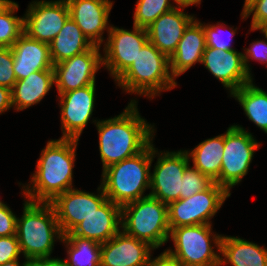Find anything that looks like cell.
<instances>
[{
    "mask_svg": "<svg viewBox=\"0 0 267 266\" xmlns=\"http://www.w3.org/2000/svg\"><path fill=\"white\" fill-rule=\"evenodd\" d=\"M77 142L78 139L61 138L47 143L32 178L33 189L28 187L24 192L30 199L28 201L51 203L58 195L72 189V168Z\"/></svg>",
    "mask_w": 267,
    "mask_h": 266,
    "instance_id": "cell-2",
    "label": "cell"
},
{
    "mask_svg": "<svg viewBox=\"0 0 267 266\" xmlns=\"http://www.w3.org/2000/svg\"><path fill=\"white\" fill-rule=\"evenodd\" d=\"M251 13H253L251 29L257 30L267 22V0H253L243 9L242 16L245 18Z\"/></svg>",
    "mask_w": 267,
    "mask_h": 266,
    "instance_id": "cell-33",
    "label": "cell"
},
{
    "mask_svg": "<svg viewBox=\"0 0 267 266\" xmlns=\"http://www.w3.org/2000/svg\"><path fill=\"white\" fill-rule=\"evenodd\" d=\"M123 231L158 248L168 241V204L149 194L121 207ZM125 217V218H124Z\"/></svg>",
    "mask_w": 267,
    "mask_h": 266,
    "instance_id": "cell-5",
    "label": "cell"
},
{
    "mask_svg": "<svg viewBox=\"0 0 267 266\" xmlns=\"http://www.w3.org/2000/svg\"><path fill=\"white\" fill-rule=\"evenodd\" d=\"M26 266H66V264L62 259H27Z\"/></svg>",
    "mask_w": 267,
    "mask_h": 266,
    "instance_id": "cell-39",
    "label": "cell"
},
{
    "mask_svg": "<svg viewBox=\"0 0 267 266\" xmlns=\"http://www.w3.org/2000/svg\"><path fill=\"white\" fill-rule=\"evenodd\" d=\"M61 96L62 138L78 139L89 121L94 108L95 84L88 85ZM63 105V106H62Z\"/></svg>",
    "mask_w": 267,
    "mask_h": 266,
    "instance_id": "cell-15",
    "label": "cell"
},
{
    "mask_svg": "<svg viewBox=\"0 0 267 266\" xmlns=\"http://www.w3.org/2000/svg\"><path fill=\"white\" fill-rule=\"evenodd\" d=\"M25 202L22 218H17L16 235L26 259H49L54 234L63 237L51 203Z\"/></svg>",
    "mask_w": 267,
    "mask_h": 266,
    "instance_id": "cell-4",
    "label": "cell"
},
{
    "mask_svg": "<svg viewBox=\"0 0 267 266\" xmlns=\"http://www.w3.org/2000/svg\"><path fill=\"white\" fill-rule=\"evenodd\" d=\"M0 266H19V263H18V260H13V261H10V262H6ZM23 266H26V262L23 263Z\"/></svg>",
    "mask_w": 267,
    "mask_h": 266,
    "instance_id": "cell-42",
    "label": "cell"
},
{
    "mask_svg": "<svg viewBox=\"0 0 267 266\" xmlns=\"http://www.w3.org/2000/svg\"><path fill=\"white\" fill-rule=\"evenodd\" d=\"M181 7H187L192 4L200 3L201 0H174Z\"/></svg>",
    "mask_w": 267,
    "mask_h": 266,
    "instance_id": "cell-41",
    "label": "cell"
},
{
    "mask_svg": "<svg viewBox=\"0 0 267 266\" xmlns=\"http://www.w3.org/2000/svg\"><path fill=\"white\" fill-rule=\"evenodd\" d=\"M169 58L151 42L139 51L136 61L117 79L118 84L129 92L154 96L161 90H169L176 82L169 74Z\"/></svg>",
    "mask_w": 267,
    "mask_h": 266,
    "instance_id": "cell-6",
    "label": "cell"
},
{
    "mask_svg": "<svg viewBox=\"0 0 267 266\" xmlns=\"http://www.w3.org/2000/svg\"><path fill=\"white\" fill-rule=\"evenodd\" d=\"M20 253L17 235L0 237V265L18 260Z\"/></svg>",
    "mask_w": 267,
    "mask_h": 266,
    "instance_id": "cell-34",
    "label": "cell"
},
{
    "mask_svg": "<svg viewBox=\"0 0 267 266\" xmlns=\"http://www.w3.org/2000/svg\"><path fill=\"white\" fill-rule=\"evenodd\" d=\"M12 107L11 89L0 86V113Z\"/></svg>",
    "mask_w": 267,
    "mask_h": 266,
    "instance_id": "cell-40",
    "label": "cell"
},
{
    "mask_svg": "<svg viewBox=\"0 0 267 266\" xmlns=\"http://www.w3.org/2000/svg\"><path fill=\"white\" fill-rule=\"evenodd\" d=\"M17 218L4 203L0 206V237L16 235Z\"/></svg>",
    "mask_w": 267,
    "mask_h": 266,
    "instance_id": "cell-35",
    "label": "cell"
},
{
    "mask_svg": "<svg viewBox=\"0 0 267 266\" xmlns=\"http://www.w3.org/2000/svg\"><path fill=\"white\" fill-rule=\"evenodd\" d=\"M189 153L178 151L164 153L160 156L151 174L150 188L153 191L150 196L163 203L169 204L179 200L182 193V177L189 166Z\"/></svg>",
    "mask_w": 267,
    "mask_h": 266,
    "instance_id": "cell-12",
    "label": "cell"
},
{
    "mask_svg": "<svg viewBox=\"0 0 267 266\" xmlns=\"http://www.w3.org/2000/svg\"><path fill=\"white\" fill-rule=\"evenodd\" d=\"M98 189L102 190L100 195L69 189L51 202L63 235L70 233L107 200L102 185Z\"/></svg>",
    "mask_w": 267,
    "mask_h": 266,
    "instance_id": "cell-14",
    "label": "cell"
},
{
    "mask_svg": "<svg viewBox=\"0 0 267 266\" xmlns=\"http://www.w3.org/2000/svg\"><path fill=\"white\" fill-rule=\"evenodd\" d=\"M147 266H183L175 256L171 255L168 251L163 252L156 259L149 260Z\"/></svg>",
    "mask_w": 267,
    "mask_h": 266,
    "instance_id": "cell-38",
    "label": "cell"
},
{
    "mask_svg": "<svg viewBox=\"0 0 267 266\" xmlns=\"http://www.w3.org/2000/svg\"><path fill=\"white\" fill-rule=\"evenodd\" d=\"M231 95L237 98L249 119L267 133V93L251 81Z\"/></svg>",
    "mask_w": 267,
    "mask_h": 266,
    "instance_id": "cell-27",
    "label": "cell"
},
{
    "mask_svg": "<svg viewBox=\"0 0 267 266\" xmlns=\"http://www.w3.org/2000/svg\"><path fill=\"white\" fill-rule=\"evenodd\" d=\"M97 128L103 170L138 154L151 143L152 127L140 117L132 101L122 114L97 122Z\"/></svg>",
    "mask_w": 267,
    "mask_h": 266,
    "instance_id": "cell-1",
    "label": "cell"
},
{
    "mask_svg": "<svg viewBox=\"0 0 267 266\" xmlns=\"http://www.w3.org/2000/svg\"><path fill=\"white\" fill-rule=\"evenodd\" d=\"M267 36V22L259 28Z\"/></svg>",
    "mask_w": 267,
    "mask_h": 266,
    "instance_id": "cell-44",
    "label": "cell"
},
{
    "mask_svg": "<svg viewBox=\"0 0 267 266\" xmlns=\"http://www.w3.org/2000/svg\"><path fill=\"white\" fill-rule=\"evenodd\" d=\"M10 0H0V12L10 3Z\"/></svg>",
    "mask_w": 267,
    "mask_h": 266,
    "instance_id": "cell-43",
    "label": "cell"
},
{
    "mask_svg": "<svg viewBox=\"0 0 267 266\" xmlns=\"http://www.w3.org/2000/svg\"><path fill=\"white\" fill-rule=\"evenodd\" d=\"M202 63L223 85L234 92L252 81L244 64L243 54L235 50L206 47Z\"/></svg>",
    "mask_w": 267,
    "mask_h": 266,
    "instance_id": "cell-16",
    "label": "cell"
},
{
    "mask_svg": "<svg viewBox=\"0 0 267 266\" xmlns=\"http://www.w3.org/2000/svg\"><path fill=\"white\" fill-rule=\"evenodd\" d=\"M151 249L149 243L119 231L101 244L100 266H147Z\"/></svg>",
    "mask_w": 267,
    "mask_h": 266,
    "instance_id": "cell-17",
    "label": "cell"
},
{
    "mask_svg": "<svg viewBox=\"0 0 267 266\" xmlns=\"http://www.w3.org/2000/svg\"><path fill=\"white\" fill-rule=\"evenodd\" d=\"M214 181L207 175L201 173L196 168L185 169L182 177V193L180 199H185L193 196L194 194L208 189Z\"/></svg>",
    "mask_w": 267,
    "mask_h": 266,
    "instance_id": "cell-31",
    "label": "cell"
},
{
    "mask_svg": "<svg viewBox=\"0 0 267 266\" xmlns=\"http://www.w3.org/2000/svg\"><path fill=\"white\" fill-rule=\"evenodd\" d=\"M253 0H245V4H244V8L250 3L252 2Z\"/></svg>",
    "mask_w": 267,
    "mask_h": 266,
    "instance_id": "cell-45",
    "label": "cell"
},
{
    "mask_svg": "<svg viewBox=\"0 0 267 266\" xmlns=\"http://www.w3.org/2000/svg\"><path fill=\"white\" fill-rule=\"evenodd\" d=\"M18 4L10 2L0 12V47H12L24 33V18L13 16Z\"/></svg>",
    "mask_w": 267,
    "mask_h": 266,
    "instance_id": "cell-29",
    "label": "cell"
},
{
    "mask_svg": "<svg viewBox=\"0 0 267 266\" xmlns=\"http://www.w3.org/2000/svg\"><path fill=\"white\" fill-rule=\"evenodd\" d=\"M13 65L12 49L10 47H0V86L11 90L17 81Z\"/></svg>",
    "mask_w": 267,
    "mask_h": 266,
    "instance_id": "cell-32",
    "label": "cell"
},
{
    "mask_svg": "<svg viewBox=\"0 0 267 266\" xmlns=\"http://www.w3.org/2000/svg\"><path fill=\"white\" fill-rule=\"evenodd\" d=\"M99 47L93 45L89 50L53 66L54 82L59 94L95 84V73L99 64L103 65Z\"/></svg>",
    "mask_w": 267,
    "mask_h": 266,
    "instance_id": "cell-11",
    "label": "cell"
},
{
    "mask_svg": "<svg viewBox=\"0 0 267 266\" xmlns=\"http://www.w3.org/2000/svg\"><path fill=\"white\" fill-rule=\"evenodd\" d=\"M53 83V69L36 71L24 79L17 80L11 90L12 106H16L17 110H23L40 102Z\"/></svg>",
    "mask_w": 267,
    "mask_h": 266,
    "instance_id": "cell-24",
    "label": "cell"
},
{
    "mask_svg": "<svg viewBox=\"0 0 267 266\" xmlns=\"http://www.w3.org/2000/svg\"><path fill=\"white\" fill-rule=\"evenodd\" d=\"M11 49L16 80L24 79L36 71L53 69L48 43L32 39L23 33Z\"/></svg>",
    "mask_w": 267,
    "mask_h": 266,
    "instance_id": "cell-20",
    "label": "cell"
},
{
    "mask_svg": "<svg viewBox=\"0 0 267 266\" xmlns=\"http://www.w3.org/2000/svg\"><path fill=\"white\" fill-rule=\"evenodd\" d=\"M93 44L72 18H68L58 35L49 44L53 64L89 50Z\"/></svg>",
    "mask_w": 267,
    "mask_h": 266,
    "instance_id": "cell-25",
    "label": "cell"
},
{
    "mask_svg": "<svg viewBox=\"0 0 267 266\" xmlns=\"http://www.w3.org/2000/svg\"><path fill=\"white\" fill-rule=\"evenodd\" d=\"M267 39V36H265ZM248 56V57H247ZM254 58L261 61H267V43L263 41H256L252 43L251 48L247 49L246 55L243 54L244 64L247 72H249V67L247 65L248 58Z\"/></svg>",
    "mask_w": 267,
    "mask_h": 266,
    "instance_id": "cell-37",
    "label": "cell"
},
{
    "mask_svg": "<svg viewBox=\"0 0 267 266\" xmlns=\"http://www.w3.org/2000/svg\"><path fill=\"white\" fill-rule=\"evenodd\" d=\"M121 218V206L107 199L70 233L63 236H79L103 244L119 232Z\"/></svg>",
    "mask_w": 267,
    "mask_h": 266,
    "instance_id": "cell-19",
    "label": "cell"
},
{
    "mask_svg": "<svg viewBox=\"0 0 267 266\" xmlns=\"http://www.w3.org/2000/svg\"><path fill=\"white\" fill-rule=\"evenodd\" d=\"M229 196L230 193L214 182L208 189L189 198L170 202L168 204L169 227L211 225L209 219L215 215L226 197Z\"/></svg>",
    "mask_w": 267,
    "mask_h": 266,
    "instance_id": "cell-7",
    "label": "cell"
},
{
    "mask_svg": "<svg viewBox=\"0 0 267 266\" xmlns=\"http://www.w3.org/2000/svg\"><path fill=\"white\" fill-rule=\"evenodd\" d=\"M206 48V38L203 26L192 21L185 29L173 55L169 58L172 77H177L187 71L195 62L202 63Z\"/></svg>",
    "mask_w": 267,
    "mask_h": 266,
    "instance_id": "cell-22",
    "label": "cell"
},
{
    "mask_svg": "<svg viewBox=\"0 0 267 266\" xmlns=\"http://www.w3.org/2000/svg\"><path fill=\"white\" fill-rule=\"evenodd\" d=\"M24 18V33L50 44L70 17L66 0L40 1L30 4Z\"/></svg>",
    "mask_w": 267,
    "mask_h": 266,
    "instance_id": "cell-13",
    "label": "cell"
},
{
    "mask_svg": "<svg viewBox=\"0 0 267 266\" xmlns=\"http://www.w3.org/2000/svg\"><path fill=\"white\" fill-rule=\"evenodd\" d=\"M194 20L177 7L162 14L148 28V41L170 58L175 52L185 29Z\"/></svg>",
    "mask_w": 267,
    "mask_h": 266,
    "instance_id": "cell-21",
    "label": "cell"
},
{
    "mask_svg": "<svg viewBox=\"0 0 267 266\" xmlns=\"http://www.w3.org/2000/svg\"><path fill=\"white\" fill-rule=\"evenodd\" d=\"M69 247V261L66 266H100L101 244L79 236H63L61 238Z\"/></svg>",
    "mask_w": 267,
    "mask_h": 266,
    "instance_id": "cell-28",
    "label": "cell"
},
{
    "mask_svg": "<svg viewBox=\"0 0 267 266\" xmlns=\"http://www.w3.org/2000/svg\"><path fill=\"white\" fill-rule=\"evenodd\" d=\"M70 18L93 44L100 46L112 3L108 0H66Z\"/></svg>",
    "mask_w": 267,
    "mask_h": 266,
    "instance_id": "cell-18",
    "label": "cell"
},
{
    "mask_svg": "<svg viewBox=\"0 0 267 266\" xmlns=\"http://www.w3.org/2000/svg\"><path fill=\"white\" fill-rule=\"evenodd\" d=\"M223 151L224 134L203 141L190 153L194 168L215 181L220 176Z\"/></svg>",
    "mask_w": 267,
    "mask_h": 266,
    "instance_id": "cell-26",
    "label": "cell"
},
{
    "mask_svg": "<svg viewBox=\"0 0 267 266\" xmlns=\"http://www.w3.org/2000/svg\"><path fill=\"white\" fill-rule=\"evenodd\" d=\"M134 31L115 27L109 28V38L105 44L103 64L117 80L136 61V57L148 42L145 28L134 25Z\"/></svg>",
    "mask_w": 267,
    "mask_h": 266,
    "instance_id": "cell-10",
    "label": "cell"
},
{
    "mask_svg": "<svg viewBox=\"0 0 267 266\" xmlns=\"http://www.w3.org/2000/svg\"><path fill=\"white\" fill-rule=\"evenodd\" d=\"M257 142L242 127L233 125L224 134V155L220 176L214 181L228 193L247 174Z\"/></svg>",
    "mask_w": 267,
    "mask_h": 266,
    "instance_id": "cell-8",
    "label": "cell"
},
{
    "mask_svg": "<svg viewBox=\"0 0 267 266\" xmlns=\"http://www.w3.org/2000/svg\"><path fill=\"white\" fill-rule=\"evenodd\" d=\"M174 8L168 0H138L134 14V25L146 29L158 17Z\"/></svg>",
    "mask_w": 267,
    "mask_h": 266,
    "instance_id": "cell-30",
    "label": "cell"
},
{
    "mask_svg": "<svg viewBox=\"0 0 267 266\" xmlns=\"http://www.w3.org/2000/svg\"><path fill=\"white\" fill-rule=\"evenodd\" d=\"M204 32H205V38H206V47H212L214 49H220V50H234L231 48L230 43H227V41H224L220 37V33L217 31L219 26L215 25H202ZM235 32H230V36H233ZM229 35V34H228ZM230 40V39H229Z\"/></svg>",
    "mask_w": 267,
    "mask_h": 266,
    "instance_id": "cell-36",
    "label": "cell"
},
{
    "mask_svg": "<svg viewBox=\"0 0 267 266\" xmlns=\"http://www.w3.org/2000/svg\"><path fill=\"white\" fill-rule=\"evenodd\" d=\"M211 225H189L170 228L175 256L183 266H219L221 258L210 245Z\"/></svg>",
    "mask_w": 267,
    "mask_h": 266,
    "instance_id": "cell-9",
    "label": "cell"
},
{
    "mask_svg": "<svg viewBox=\"0 0 267 266\" xmlns=\"http://www.w3.org/2000/svg\"><path fill=\"white\" fill-rule=\"evenodd\" d=\"M215 244L226 261L233 266H267V249L236 237L213 236Z\"/></svg>",
    "mask_w": 267,
    "mask_h": 266,
    "instance_id": "cell-23",
    "label": "cell"
},
{
    "mask_svg": "<svg viewBox=\"0 0 267 266\" xmlns=\"http://www.w3.org/2000/svg\"><path fill=\"white\" fill-rule=\"evenodd\" d=\"M155 152L150 143L138 154L104 169L102 187L107 199L122 207L143 198V192L150 187L149 172Z\"/></svg>",
    "mask_w": 267,
    "mask_h": 266,
    "instance_id": "cell-3",
    "label": "cell"
}]
</instances>
